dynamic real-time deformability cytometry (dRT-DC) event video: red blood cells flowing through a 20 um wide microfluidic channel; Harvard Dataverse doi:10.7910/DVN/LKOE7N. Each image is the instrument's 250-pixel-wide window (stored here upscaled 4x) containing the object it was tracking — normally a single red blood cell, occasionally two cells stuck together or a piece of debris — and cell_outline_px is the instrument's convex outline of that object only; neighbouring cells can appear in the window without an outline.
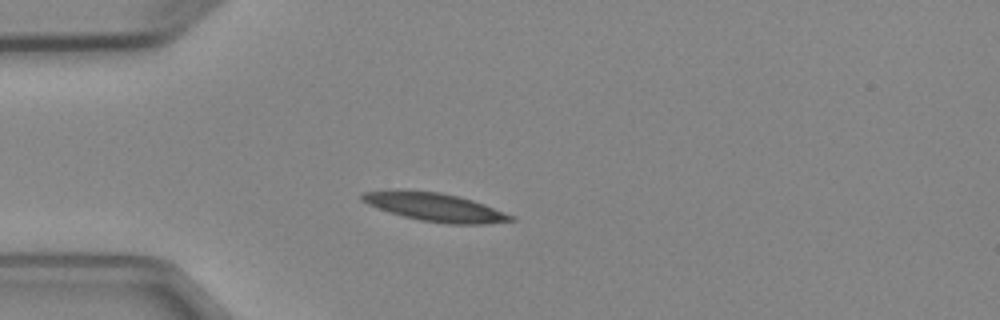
{"species": "Egyptian fruit bat (a non-hibernating species)", "species_latin": "Rousettus aegyptiacus", "temperature_condition": "cold", "stored_images_in_passage": 4, "camera_frame_rate_fps": 3000, "um_per_image_px": 0.085, "animal": {"sex": "female"}, "frame": {"image": 1, "passage_image": 4, "time_ms": 4.333, "image_size_px": [1000, 320], "cell_outline_px": [[516, 220], [484, 224], [448, 224], [420, 220], [388, 212], [368, 204], [360, 200], [360, 196], [364, 192], [440, 192], [460, 196], [484, 204], [516, 216]], "centroid_in_image_um": [37.09, 17.65], "position_along_channel_um": 47.9, "area_um2": 23.87}}